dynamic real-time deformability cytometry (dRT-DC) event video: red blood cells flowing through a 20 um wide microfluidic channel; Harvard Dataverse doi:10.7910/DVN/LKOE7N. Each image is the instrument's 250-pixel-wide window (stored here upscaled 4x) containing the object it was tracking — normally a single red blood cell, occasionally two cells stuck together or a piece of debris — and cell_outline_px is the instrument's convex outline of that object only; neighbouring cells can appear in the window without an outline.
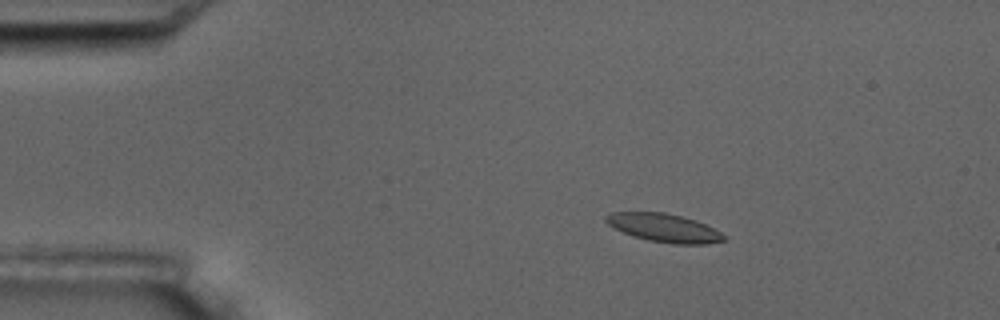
{"species": "common noctule bat (a hibernating species)", "species_latin": "Nyctalus noctula", "temperature_condition": "room temperature", "stored_images_in_passage": 3, "camera_frame_rate_fps": 3000, "um_per_image_px": 0.085, "animal": {"sex": "male", "body_mass_g": 17.5, "forearm_length_mm": 52.3}, "frame": {"image": 1, "passage_image": 2, "time_ms": 2.0, "image_size_px": [1000, 320], "cell_outline_px": [[728, 236], [724, 240], [708, 244], [672, 244], [648, 240], [632, 236], [608, 224], [604, 220], [604, 216], [612, 212], [664, 212], [696, 220]], "centroid_in_image_um": [56.45, 19.37], "position_along_channel_um": 28.6, "area_um2": 19.42}}